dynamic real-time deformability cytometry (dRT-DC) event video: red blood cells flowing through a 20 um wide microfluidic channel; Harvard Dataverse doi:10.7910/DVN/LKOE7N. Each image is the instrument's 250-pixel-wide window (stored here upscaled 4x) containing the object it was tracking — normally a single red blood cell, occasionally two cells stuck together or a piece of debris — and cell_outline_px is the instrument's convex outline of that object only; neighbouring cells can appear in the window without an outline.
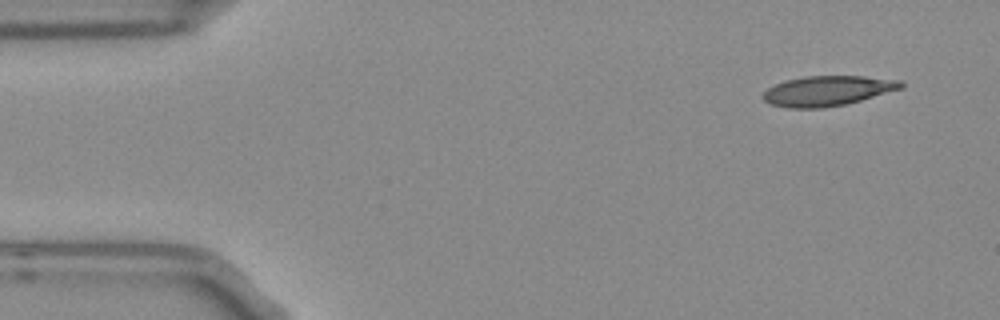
{"species": "Egyptian fruit bat (a non-hibernating species)", "species_latin": "Rousettus aegyptiacus", "temperature_condition": "room temperature", "stored_images_in_passage": 4, "camera_frame_rate_fps": 3000, "um_per_image_px": 0.085, "frame": {"image": 1, "passage_image": 1, "time_ms": 0.0, "image_size_px": [1000, 320], "cell_outline_px": [[904, 88], [860, 100], [844, 104], [820, 108], [788, 108], [772, 104], [764, 100], [764, 92], [768, 88], [784, 80], [804, 76], [864, 76], [900, 80], [904, 84]], "centroid_in_image_um": [70.36, 7.71], "position_along_channel_um": 14.6, "area_um2": 23.99}}
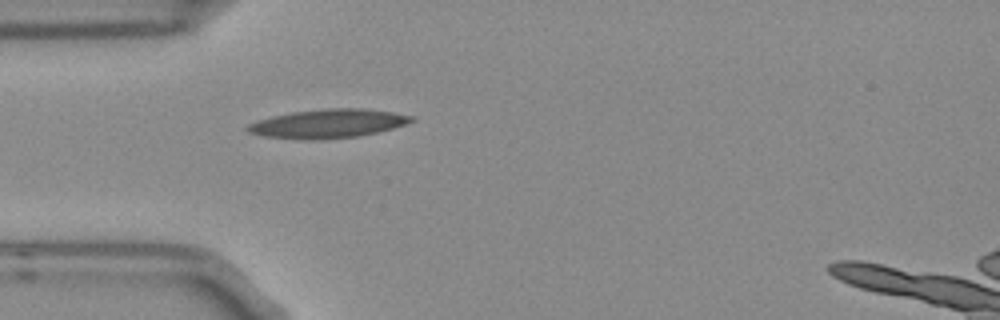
{"frame": {"image": 2, "passage_image": 4, "time_ms": 1.0, "image_size_px": [1000, 320], "cell_outline_px": [[416, 120], [408, 124], [360, 136], [312, 140], [304, 140], [264, 136], [248, 132], [244, 128], [248, 124], [256, 120], [272, 116], [292, 112], [324, 108], [364, 108], [392, 112], [416, 116]], "centroid_in_image_um": [27.89, 10.5], "position_along_channel_um": 57.1, "area_um2": 27.74}}